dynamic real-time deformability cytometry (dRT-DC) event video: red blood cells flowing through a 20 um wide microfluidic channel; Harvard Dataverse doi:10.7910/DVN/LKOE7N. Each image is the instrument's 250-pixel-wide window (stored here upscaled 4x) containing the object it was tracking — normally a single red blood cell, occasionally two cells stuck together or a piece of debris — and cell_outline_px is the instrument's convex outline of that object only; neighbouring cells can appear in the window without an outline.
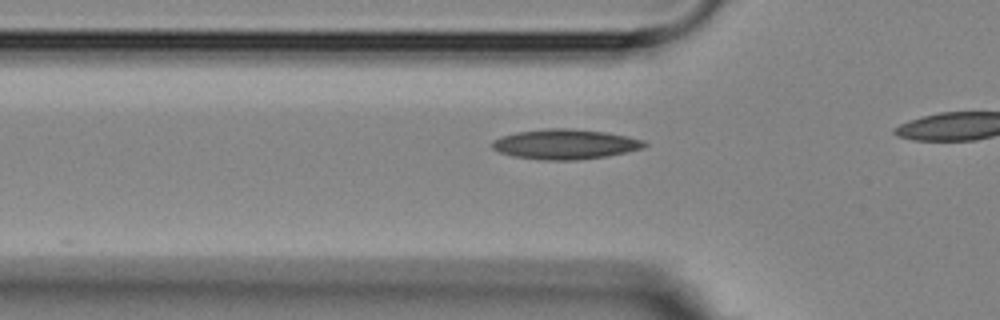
{"species": "Egyptian fruit bat (a non-hibernating species)", "species_latin": "Rousettus aegyptiacus", "temperature_condition": "room temperature", "stored_images_in_passage": 4, "camera_frame_rate_fps": 3000, "um_per_image_px": 0.085, "animal": {"sex": "female"}, "frame": {"image": 1, "passage_image": 4, "time_ms": 3.333, "image_size_px": [1000, 320], "cell_outline_px": [[648, 144], [644, 148], [604, 156], [576, 160], [544, 160], [512, 156], [500, 152], [492, 148], [492, 140], [500, 136], [516, 132], [544, 128], [568, 128], [604, 132], [628, 136], [644, 140]], "centroid_in_image_um": [48.01, 12.25], "position_along_channel_um": 77.8, "area_um2": 26.59}}